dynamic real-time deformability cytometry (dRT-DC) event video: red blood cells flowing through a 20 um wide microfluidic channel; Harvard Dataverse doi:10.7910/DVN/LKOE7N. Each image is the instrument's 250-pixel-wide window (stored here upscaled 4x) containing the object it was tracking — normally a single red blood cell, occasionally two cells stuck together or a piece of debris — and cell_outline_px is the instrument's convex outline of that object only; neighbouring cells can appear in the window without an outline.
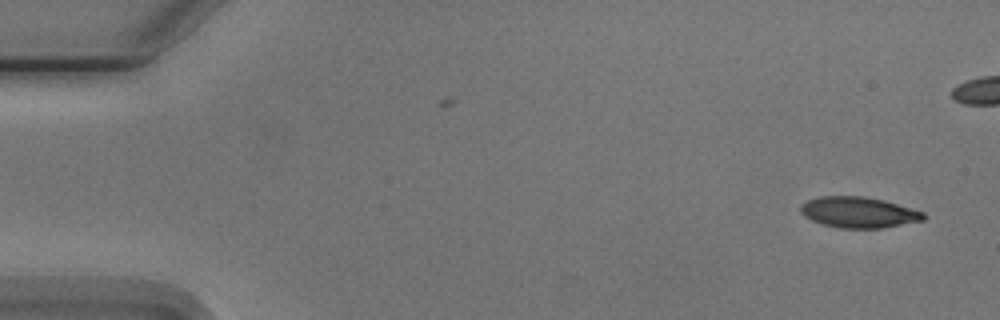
{"species": "Egyptian fruit bat (a non-hibernating species)", "species_latin": "Rousettus aegyptiacus", "temperature_condition": "cold", "stored_images_in_passage": 6, "camera_frame_rate_fps": 3000, "um_per_image_px": 0.085, "animal": {"sex": "male"}, "frame": {"image": 1, "passage_image": 1, "time_ms": 0.0, "image_size_px": [1000, 320], "cell_outline_px": [[924, 220], [880, 228], [840, 228], [824, 224], [812, 220], [804, 216], [800, 212], [800, 204], [808, 200], [820, 196], [864, 196], [884, 200], [924, 212]], "centroid_in_image_um": [72.95, 18.04], "position_along_channel_um": 12.0, "area_um2": 21.96}}